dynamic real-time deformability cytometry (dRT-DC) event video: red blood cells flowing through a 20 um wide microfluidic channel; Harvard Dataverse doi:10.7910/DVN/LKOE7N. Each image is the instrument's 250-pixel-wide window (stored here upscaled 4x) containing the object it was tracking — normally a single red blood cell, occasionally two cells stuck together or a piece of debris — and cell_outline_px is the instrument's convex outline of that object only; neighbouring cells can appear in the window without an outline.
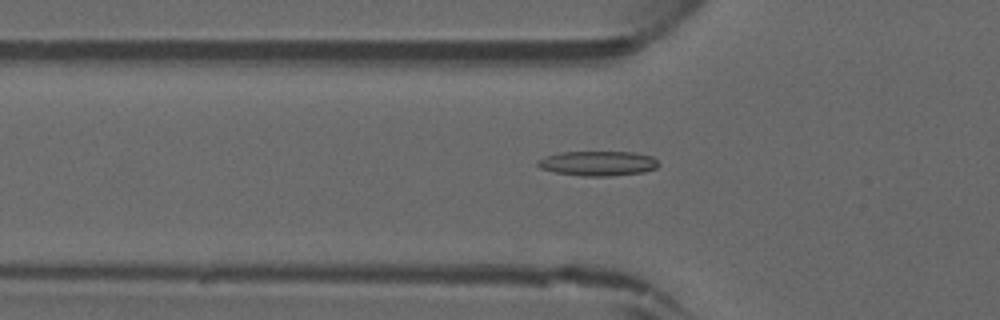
{"species": "common noctule bat (a hibernating species)", "species_latin": "Nyctalus noctula", "temperature_condition": "warm", "stored_images_in_passage": 43, "camera_frame_rate_fps": 3000, "um_per_image_px": 0.085, "animal": {"sex": "male", "forearm_length_mm": 52.5}, "frame": {"image": 1, "passage_image": 16, "time_ms": 5.0, "image_size_px": [1000, 320], "cell_outline_px": [[660, 164], [656, 168], [644, 172], [608, 176], [584, 176], [556, 172], [540, 168], [536, 164], [536, 160], [544, 156], [560, 152], [632, 152], [652, 156]], "centroid_in_image_um": [50.8, 13.88], "position_along_channel_um": 75.0, "area_um2": 17.46}}
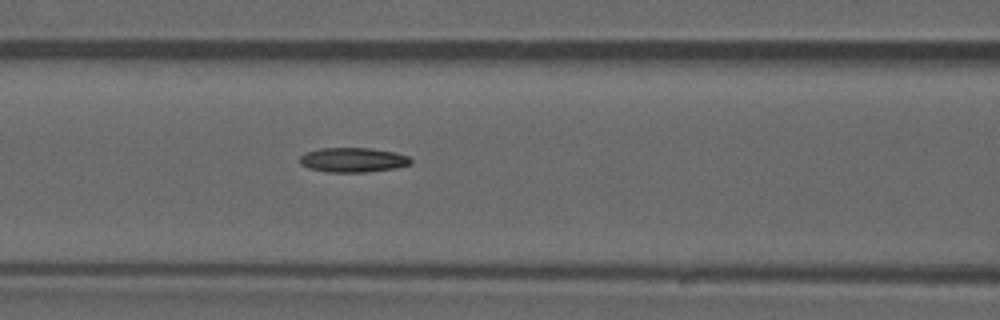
{"frame": {"image": 2, "passage_image": 20, "time_ms": 6.333, "image_size_px": [1000, 320], "cell_outline_px": [[412, 164], [396, 168], [368, 172], [328, 172], [308, 168], [300, 164], [300, 156], [304, 152], [320, 148], [368, 148], [396, 152], [408, 156], [412, 160]], "centroid_in_image_um": [30.0, 13.59], "position_along_channel_um": 136.6, "area_um2": 16.07}}
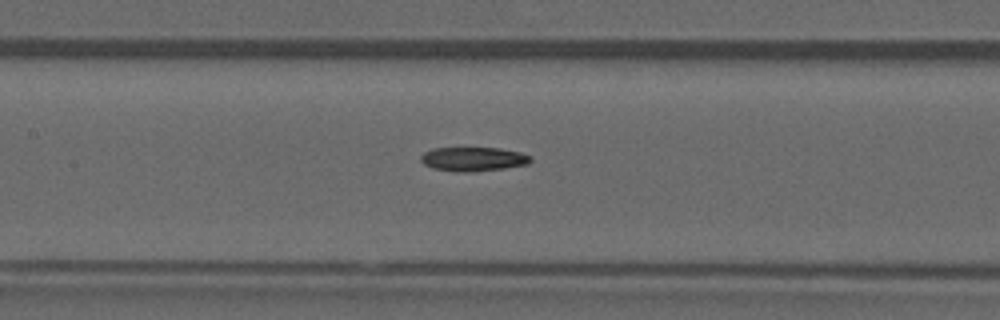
{"frame": {"image": 3, "passage_image": 22, "time_ms": 7.0, "image_size_px": [1000, 320], "cell_outline_px": [[532, 160], [528, 164], [504, 168], [464, 172], [460, 172], [432, 168], [424, 164], [420, 160], [420, 156], [424, 152], [432, 148], [500, 148], [520, 152], [532, 156]], "centroid_in_image_um": [40.22, 13.51], "position_along_channel_um": 167.2, "area_um2": 15.37}}